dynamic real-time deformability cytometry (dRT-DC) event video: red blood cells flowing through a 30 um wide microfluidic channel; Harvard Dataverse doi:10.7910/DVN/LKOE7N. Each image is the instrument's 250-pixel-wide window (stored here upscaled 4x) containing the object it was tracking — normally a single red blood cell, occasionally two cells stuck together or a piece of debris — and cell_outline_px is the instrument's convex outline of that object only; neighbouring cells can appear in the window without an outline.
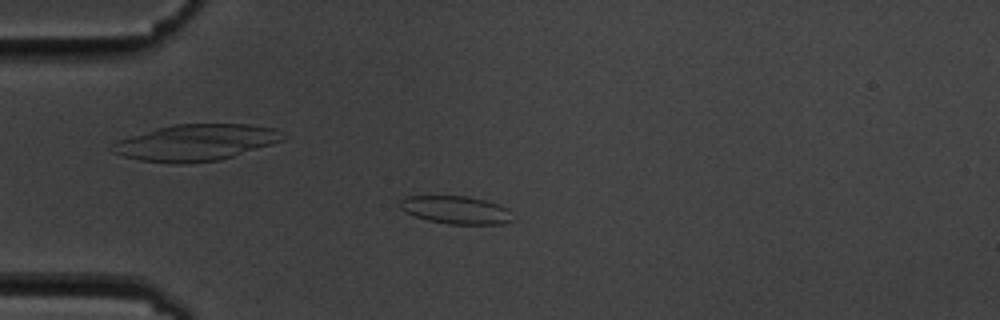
{"species": "common noctule bat (a hibernating species)", "species_latin": "Nyctalus noctula", "temperature_condition": "cold", "stored_images_in_passage": 10, "camera_frame_rate_fps": 3000, "um_per_image_px": 0.085, "animal": {"sex": "male", "body_mass_g": 19.5, "forearm_length_mm": 54.6}, "frame": {"image": 1, "passage_image": 5, "time_ms": 4.333, "image_size_px": [1000, 320], "cell_outline_px": [[516, 220], [504, 224], [448, 224], [428, 220], [412, 216], [404, 212], [396, 204], [404, 196], [468, 196], [484, 200], [508, 208]], "centroid_in_image_um": [38.73, 17.85], "position_along_channel_um": 46.3, "area_um2": 18.73}}
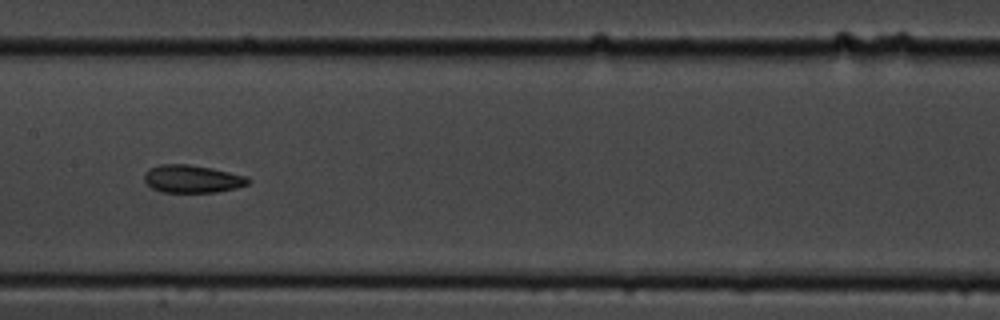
{"frame": {"image": 2, "passage_image": 9, "time_ms": 9.0, "image_size_px": [1000, 320], "cell_outline_px": [[252, 180], [248, 184], [236, 188], [216, 192], [164, 192], [152, 188], [144, 180], [144, 172], [148, 168], [160, 164], [188, 164], [212, 168], [248, 176]], "centroid_in_image_um": [16.35, 15.19], "position_along_channel_um": 191.0, "area_um2": 16.94}}
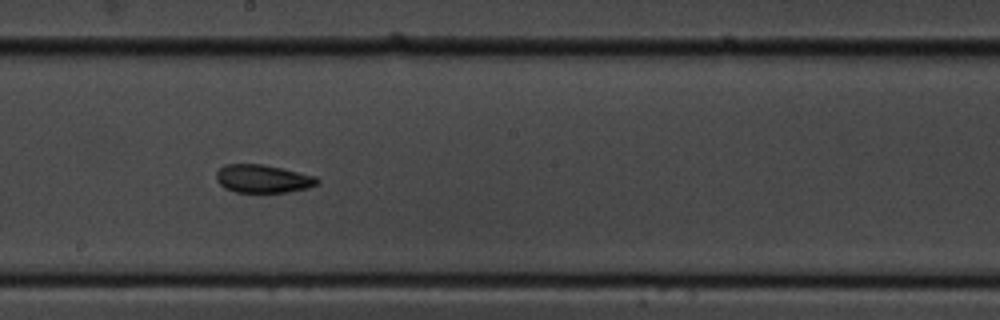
{"frame": {"image": 3, "passage_image": 10, "time_ms": 10.0, "image_size_px": [1000, 320], "cell_outline_px": [[320, 184], [308, 188], [288, 192], [236, 192], [224, 188], [216, 180], [216, 172], [224, 164], [264, 164], [316, 176], [320, 180]], "centroid_in_image_um": [22.36, 15.19], "position_along_channel_um": 225.8, "area_um2": 16.7}}